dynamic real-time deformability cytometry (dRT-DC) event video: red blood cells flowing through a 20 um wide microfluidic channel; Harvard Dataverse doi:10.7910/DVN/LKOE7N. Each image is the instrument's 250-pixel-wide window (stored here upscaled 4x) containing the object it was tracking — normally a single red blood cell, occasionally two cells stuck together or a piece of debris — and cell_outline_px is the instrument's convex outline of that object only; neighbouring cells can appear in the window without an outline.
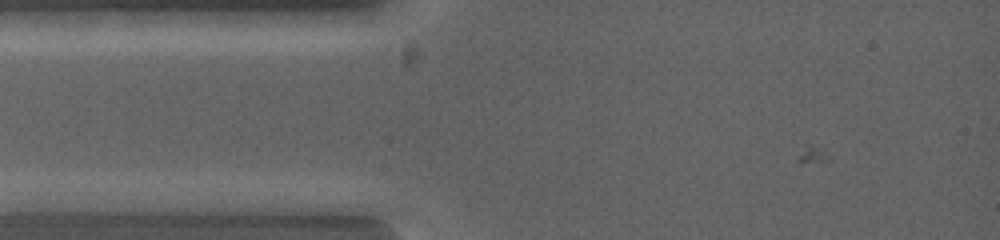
{"species": "common noctule bat (a hibernating species)", "species_latin": "Nyctalus noctula", "temperature_condition": "warm", "stored_images_in_passage": 1, "camera_frame_rate_fps": 5000, "um_per_image_px": 0.085, "animal": {"sex": "female", "body_mass_g": 19.0, "forearm_length_mm": 53.3}, "frame": {"image": 1, "passage_image": 1, "time_ms": 0.0, "image_size_px": [1000, 240], "cell_outline_px": [[304, 216], [288, 216], [240, 208], [212, 200], [224, 192], [272, 192], [300, 200]], "centroid_in_image_um": [22.35, 17.22], "position_along_channel_um": 62.7, "area_um2": 10.52}}